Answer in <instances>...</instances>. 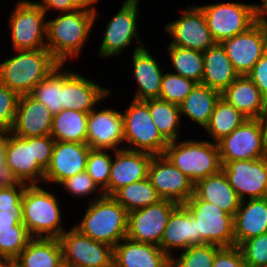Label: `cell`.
Listing matches in <instances>:
<instances>
[{
	"label": "cell",
	"instance_id": "obj_12",
	"mask_svg": "<svg viewBox=\"0 0 267 267\" xmlns=\"http://www.w3.org/2000/svg\"><path fill=\"white\" fill-rule=\"evenodd\" d=\"M184 8H180V16L176 20L163 27L165 34L170 35L169 44L204 52L216 43L208 29L204 12L198 4Z\"/></svg>",
	"mask_w": 267,
	"mask_h": 267
},
{
	"label": "cell",
	"instance_id": "obj_19",
	"mask_svg": "<svg viewBox=\"0 0 267 267\" xmlns=\"http://www.w3.org/2000/svg\"><path fill=\"white\" fill-rule=\"evenodd\" d=\"M148 178L161 199L183 205L193 194L194 184L164 155H153Z\"/></svg>",
	"mask_w": 267,
	"mask_h": 267
},
{
	"label": "cell",
	"instance_id": "obj_53",
	"mask_svg": "<svg viewBox=\"0 0 267 267\" xmlns=\"http://www.w3.org/2000/svg\"><path fill=\"white\" fill-rule=\"evenodd\" d=\"M71 2L77 9L89 12H96L98 10L95 4L97 5L99 0H71Z\"/></svg>",
	"mask_w": 267,
	"mask_h": 267
},
{
	"label": "cell",
	"instance_id": "obj_40",
	"mask_svg": "<svg viewBox=\"0 0 267 267\" xmlns=\"http://www.w3.org/2000/svg\"><path fill=\"white\" fill-rule=\"evenodd\" d=\"M112 157L113 150L91 149L87 158L86 172L106 196Z\"/></svg>",
	"mask_w": 267,
	"mask_h": 267
},
{
	"label": "cell",
	"instance_id": "obj_23",
	"mask_svg": "<svg viewBox=\"0 0 267 267\" xmlns=\"http://www.w3.org/2000/svg\"><path fill=\"white\" fill-rule=\"evenodd\" d=\"M201 245L197 221L184 205H178L170 214L159 247L172 258L176 252Z\"/></svg>",
	"mask_w": 267,
	"mask_h": 267
},
{
	"label": "cell",
	"instance_id": "obj_47",
	"mask_svg": "<svg viewBox=\"0 0 267 267\" xmlns=\"http://www.w3.org/2000/svg\"><path fill=\"white\" fill-rule=\"evenodd\" d=\"M212 267H247L238 246L222 247L213 261Z\"/></svg>",
	"mask_w": 267,
	"mask_h": 267
},
{
	"label": "cell",
	"instance_id": "obj_32",
	"mask_svg": "<svg viewBox=\"0 0 267 267\" xmlns=\"http://www.w3.org/2000/svg\"><path fill=\"white\" fill-rule=\"evenodd\" d=\"M15 261L20 267H61L64 263L59 239L32 237Z\"/></svg>",
	"mask_w": 267,
	"mask_h": 267
},
{
	"label": "cell",
	"instance_id": "obj_10",
	"mask_svg": "<svg viewBox=\"0 0 267 267\" xmlns=\"http://www.w3.org/2000/svg\"><path fill=\"white\" fill-rule=\"evenodd\" d=\"M255 2H216L199 5L204 12L213 40L221 43L246 31L256 22Z\"/></svg>",
	"mask_w": 267,
	"mask_h": 267
},
{
	"label": "cell",
	"instance_id": "obj_44",
	"mask_svg": "<svg viewBox=\"0 0 267 267\" xmlns=\"http://www.w3.org/2000/svg\"><path fill=\"white\" fill-rule=\"evenodd\" d=\"M247 267H267V233L238 245Z\"/></svg>",
	"mask_w": 267,
	"mask_h": 267
},
{
	"label": "cell",
	"instance_id": "obj_16",
	"mask_svg": "<svg viewBox=\"0 0 267 267\" xmlns=\"http://www.w3.org/2000/svg\"><path fill=\"white\" fill-rule=\"evenodd\" d=\"M67 67L63 64V109L89 113L114 93L107 86H101L96 80L88 79L73 68L67 70Z\"/></svg>",
	"mask_w": 267,
	"mask_h": 267
},
{
	"label": "cell",
	"instance_id": "obj_8",
	"mask_svg": "<svg viewBox=\"0 0 267 267\" xmlns=\"http://www.w3.org/2000/svg\"><path fill=\"white\" fill-rule=\"evenodd\" d=\"M7 18L11 49L27 51L46 48L47 15L30 0H15ZM14 8V9H13Z\"/></svg>",
	"mask_w": 267,
	"mask_h": 267
},
{
	"label": "cell",
	"instance_id": "obj_14",
	"mask_svg": "<svg viewBox=\"0 0 267 267\" xmlns=\"http://www.w3.org/2000/svg\"><path fill=\"white\" fill-rule=\"evenodd\" d=\"M222 165L236 160H255L265 156L260 119H247L217 142Z\"/></svg>",
	"mask_w": 267,
	"mask_h": 267
},
{
	"label": "cell",
	"instance_id": "obj_49",
	"mask_svg": "<svg viewBox=\"0 0 267 267\" xmlns=\"http://www.w3.org/2000/svg\"><path fill=\"white\" fill-rule=\"evenodd\" d=\"M33 4L41 6L43 11L48 14L49 12L54 13H65V12H72L77 10V8L72 4L71 0H41L35 1L30 0Z\"/></svg>",
	"mask_w": 267,
	"mask_h": 267
},
{
	"label": "cell",
	"instance_id": "obj_46",
	"mask_svg": "<svg viewBox=\"0 0 267 267\" xmlns=\"http://www.w3.org/2000/svg\"><path fill=\"white\" fill-rule=\"evenodd\" d=\"M27 185L17 182L12 186L1 187L0 189V210L22 212V195Z\"/></svg>",
	"mask_w": 267,
	"mask_h": 267
},
{
	"label": "cell",
	"instance_id": "obj_50",
	"mask_svg": "<svg viewBox=\"0 0 267 267\" xmlns=\"http://www.w3.org/2000/svg\"><path fill=\"white\" fill-rule=\"evenodd\" d=\"M18 223H22V212L0 210V230L12 229Z\"/></svg>",
	"mask_w": 267,
	"mask_h": 267
},
{
	"label": "cell",
	"instance_id": "obj_4",
	"mask_svg": "<svg viewBox=\"0 0 267 267\" xmlns=\"http://www.w3.org/2000/svg\"><path fill=\"white\" fill-rule=\"evenodd\" d=\"M12 53L9 58L0 61V82L19 96L30 94L39 82L60 65L47 48L13 50Z\"/></svg>",
	"mask_w": 267,
	"mask_h": 267
},
{
	"label": "cell",
	"instance_id": "obj_22",
	"mask_svg": "<svg viewBox=\"0 0 267 267\" xmlns=\"http://www.w3.org/2000/svg\"><path fill=\"white\" fill-rule=\"evenodd\" d=\"M146 45H138L133 47L131 59L132 78L136 81V93L132 99L145 101L148 99L159 98L160 87L164 70L168 65L163 66L153 56L152 50L150 53ZM162 64V65H161Z\"/></svg>",
	"mask_w": 267,
	"mask_h": 267
},
{
	"label": "cell",
	"instance_id": "obj_48",
	"mask_svg": "<svg viewBox=\"0 0 267 267\" xmlns=\"http://www.w3.org/2000/svg\"><path fill=\"white\" fill-rule=\"evenodd\" d=\"M247 76L260 90L261 95L267 100V51L253 66Z\"/></svg>",
	"mask_w": 267,
	"mask_h": 267
},
{
	"label": "cell",
	"instance_id": "obj_5",
	"mask_svg": "<svg viewBox=\"0 0 267 267\" xmlns=\"http://www.w3.org/2000/svg\"><path fill=\"white\" fill-rule=\"evenodd\" d=\"M87 204L82 219L73 224L75 229L112 247L126 238L129 212L119 202L112 196L103 195Z\"/></svg>",
	"mask_w": 267,
	"mask_h": 267
},
{
	"label": "cell",
	"instance_id": "obj_43",
	"mask_svg": "<svg viewBox=\"0 0 267 267\" xmlns=\"http://www.w3.org/2000/svg\"><path fill=\"white\" fill-rule=\"evenodd\" d=\"M61 186L68 196H72L71 199L88 198V203L104 195L86 171L65 179L58 185Z\"/></svg>",
	"mask_w": 267,
	"mask_h": 267
},
{
	"label": "cell",
	"instance_id": "obj_52",
	"mask_svg": "<svg viewBox=\"0 0 267 267\" xmlns=\"http://www.w3.org/2000/svg\"><path fill=\"white\" fill-rule=\"evenodd\" d=\"M17 181L10 172V169L6 165H0V186H12Z\"/></svg>",
	"mask_w": 267,
	"mask_h": 267
},
{
	"label": "cell",
	"instance_id": "obj_51",
	"mask_svg": "<svg viewBox=\"0 0 267 267\" xmlns=\"http://www.w3.org/2000/svg\"><path fill=\"white\" fill-rule=\"evenodd\" d=\"M261 4H255L256 23L261 28L267 39V0H261Z\"/></svg>",
	"mask_w": 267,
	"mask_h": 267
},
{
	"label": "cell",
	"instance_id": "obj_39",
	"mask_svg": "<svg viewBox=\"0 0 267 267\" xmlns=\"http://www.w3.org/2000/svg\"><path fill=\"white\" fill-rule=\"evenodd\" d=\"M221 248L213 244L191 246L175 254L170 267H212L216 253Z\"/></svg>",
	"mask_w": 267,
	"mask_h": 267
},
{
	"label": "cell",
	"instance_id": "obj_3",
	"mask_svg": "<svg viewBox=\"0 0 267 267\" xmlns=\"http://www.w3.org/2000/svg\"><path fill=\"white\" fill-rule=\"evenodd\" d=\"M47 187L27 185L22 195V223L31 237L59 238L68 229L63 225L62 200Z\"/></svg>",
	"mask_w": 267,
	"mask_h": 267
},
{
	"label": "cell",
	"instance_id": "obj_56",
	"mask_svg": "<svg viewBox=\"0 0 267 267\" xmlns=\"http://www.w3.org/2000/svg\"><path fill=\"white\" fill-rule=\"evenodd\" d=\"M0 267H20V265L15 261V259L2 260L0 262Z\"/></svg>",
	"mask_w": 267,
	"mask_h": 267
},
{
	"label": "cell",
	"instance_id": "obj_54",
	"mask_svg": "<svg viewBox=\"0 0 267 267\" xmlns=\"http://www.w3.org/2000/svg\"><path fill=\"white\" fill-rule=\"evenodd\" d=\"M10 131L0 129V165H5V148Z\"/></svg>",
	"mask_w": 267,
	"mask_h": 267
},
{
	"label": "cell",
	"instance_id": "obj_34",
	"mask_svg": "<svg viewBox=\"0 0 267 267\" xmlns=\"http://www.w3.org/2000/svg\"><path fill=\"white\" fill-rule=\"evenodd\" d=\"M145 102L148 104L154 124L168 142L182 138L180 129L184 128L179 105L160 98L148 99Z\"/></svg>",
	"mask_w": 267,
	"mask_h": 267
},
{
	"label": "cell",
	"instance_id": "obj_1",
	"mask_svg": "<svg viewBox=\"0 0 267 267\" xmlns=\"http://www.w3.org/2000/svg\"><path fill=\"white\" fill-rule=\"evenodd\" d=\"M99 10L89 12L77 9L72 12L57 13L47 19L46 48L60 64L77 60L89 43L93 26L95 27ZM74 59V60H73Z\"/></svg>",
	"mask_w": 267,
	"mask_h": 267
},
{
	"label": "cell",
	"instance_id": "obj_55",
	"mask_svg": "<svg viewBox=\"0 0 267 267\" xmlns=\"http://www.w3.org/2000/svg\"><path fill=\"white\" fill-rule=\"evenodd\" d=\"M261 127L263 132V145L265 156L267 157V113L261 118Z\"/></svg>",
	"mask_w": 267,
	"mask_h": 267
},
{
	"label": "cell",
	"instance_id": "obj_26",
	"mask_svg": "<svg viewBox=\"0 0 267 267\" xmlns=\"http://www.w3.org/2000/svg\"><path fill=\"white\" fill-rule=\"evenodd\" d=\"M171 258L159 247L128 238L113 247V267H170Z\"/></svg>",
	"mask_w": 267,
	"mask_h": 267
},
{
	"label": "cell",
	"instance_id": "obj_6",
	"mask_svg": "<svg viewBox=\"0 0 267 267\" xmlns=\"http://www.w3.org/2000/svg\"><path fill=\"white\" fill-rule=\"evenodd\" d=\"M171 141L164 155L195 185L198 181L222 170L218 144L208 139Z\"/></svg>",
	"mask_w": 267,
	"mask_h": 267
},
{
	"label": "cell",
	"instance_id": "obj_35",
	"mask_svg": "<svg viewBox=\"0 0 267 267\" xmlns=\"http://www.w3.org/2000/svg\"><path fill=\"white\" fill-rule=\"evenodd\" d=\"M248 118L237 110L233 105L220 99L215 104L209 123L204 128V133L208 134L210 141L217 143L223 137L232 133L233 130L241 126Z\"/></svg>",
	"mask_w": 267,
	"mask_h": 267
},
{
	"label": "cell",
	"instance_id": "obj_18",
	"mask_svg": "<svg viewBox=\"0 0 267 267\" xmlns=\"http://www.w3.org/2000/svg\"><path fill=\"white\" fill-rule=\"evenodd\" d=\"M100 105V107L96 106L88 113L86 143L91 149L113 151L123 149L122 110L105 107L102 103ZM102 106L104 107L101 108Z\"/></svg>",
	"mask_w": 267,
	"mask_h": 267
},
{
	"label": "cell",
	"instance_id": "obj_33",
	"mask_svg": "<svg viewBox=\"0 0 267 267\" xmlns=\"http://www.w3.org/2000/svg\"><path fill=\"white\" fill-rule=\"evenodd\" d=\"M88 113L63 109L53 115L50 135L55 141L86 143Z\"/></svg>",
	"mask_w": 267,
	"mask_h": 267
},
{
	"label": "cell",
	"instance_id": "obj_37",
	"mask_svg": "<svg viewBox=\"0 0 267 267\" xmlns=\"http://www.w3.org/2000/svg\"><path fill=\"white\" fill-rule=\"evenodd\" d=\"M112 197L128 212L156 204L162 200L148 177L121 187Z\"/></svg>",
	"mask_w": 267,
	"mask_h": 267
},
{
	"label": "cell",
	"instance_id": "obj_31",
	"mask_svg": "<svg viewBox=\"0 0 267 267\" xmlns=\"http://www.w3.org/2000/svg\"><path fill=\"white\" fill-rule=\"evenodd\" d=\"M221 93L203 84H196L190 94L179 104L182 121L186 118L202 130L209 123ZM185 117V118H182Z\"/></svg>",
	"mask_w": 267,
	"mask_h": 267
},
{
	"label": "cell",
	"instance_id": "obj_11",
	"mask_svg": "<svg viewBox=\"0 0 267 267\" xmlns=\"http://www.w3.org/2000/svg\"><path fill=\"white\" fill-rule=\"evenodd\" d=\"M197 221L201 245L235 246L234 216L193 194L184 204Z\"/></svg>",
	"mask_w": 267,
	"mask_h": 267
},
{
	"label": "cell",
	"instance_id": "obj_41",
	"mask_svg": "<svg viewBox=\"0 0 267 267\" xmlns=\"http://www.w3.org/2000/svg\"><path fill=\"white\" fill-rule=\"evenodd\" d=\"M167 71L166 69L162 77L159 98L179 105L190 94L197 83L172 73L171 70Z\"/></svg>",
	"mask_w": 267,
	"mask_h": 267
},
{
	"label": "cell",
	"instance_id": "obj_13",
	"mask_svg": "<svg viewBox=\"0 0 267 267\" xmlns=\"http://www.w3.org/2000/svg\"><path fill=\"white\" fill-rule=\"evenodd\" d=\"M58 239L68 267H113V247L92 240L73 226Z\"/></svg>",
	"mask_w": 267,
	"mask_h": 267
},
{
	"label": "cell",
	"instance_id": "obj_7",
	"mask_svg": "<svg viewBox=\"0 0 267 267\" xmlns=\"http://www.w3.org/2000/svg\"><path fill=\"white\" fill-rule=\"evenodd\" d=\"M141 0H123L118 12L107 21L106 28L103 30L102 40L98 49V56L105 59L120 57L122 53L132 46V42L144 45L139 36L138 21L141 18Z\"/></svg>",
	"mask_w": 267,
	"mask_h": 267
},
{
	"label": "cell",
	"instance_id": "obj_21",
	"mask_svg": "<svg viewBox=\"0 0 267 267\" xmlns=\"http://www.w3.org/2000/svg\"><path fill=\"white\" fill-rule=\"evenodd\" d=\"M91 148L87 143L55 141L51 161L44 175V186L58 185L65 179L86 171Z\"/></svg>",
	"mask_w": 267,
	"mask_h": 267
},
{
	"label": "cell",
	"instance_id": "obj_45",
	"mask_svg": "<svg viewBox=\"0 0 267 267\" xmlns=\"http://www.w3.org/2000/svg\"><path fill=\"white\" fill-rule=\"evenodd\" d=\"M19 97L16 92L0 82V129L11 130Z\"/></svg>",
	"mask_w": 267,
	"mask_h": 267
},
{
	"label": "cell",
	"instance_id": "obj_38",
	"mask_svg": "<svg viewBox=\"0 0 267 267\" xmlns=\"http://www.w3.org/2000/svg\"><path fill=\"white\" fill-rule=\"evenodd\" d=\"M62 87L63 64H60L32 89L30 95L43 103L55 115L63 110Z\"/></svg>",
	"mask_w": 267,
	"mask_h": 267
},
{
	"label": "cell",
	"instance_id": "obj_42",
	"mask_svg": "<svg viewBox=\"0 0 267 267\" xmlns=\"http://www.w3.org/2000/svg\"><path fill=\"white\" fill-rule=\"evenodd\" d=\"M31 238L23 223L12 226V229L0 230V258L16 259Z\"/></svg>",
	"mask_w": 267,
	"mask_h": 267
},
{
	"label": "cell",
	"instance_id": "obj_25",
	"mask_svg": "<svg viewBox=\"0 0 267 267\" xmlns=\"http://www.w3.org/2000/svg\"><path fill=\"white\" fill-rule=\"evenodd\" d=\"M52 120L53 114L43 103L30 94L21 95L10 132L19 137L50 135Z\"/></svg>",
	"mask_w": 267,
	"mask_h": 267
},
{
	"label": "cell",
	"instance_id": "obj_2",
	"mask_svg": "<svg viewBox=\"0 0 267 267\" xmlns=\"http://www.w3.org/2000/svg\"><path fill=\"white\" fill-rule=\"evenodd\" d=\"M54 145L55 140L51 135L19 137L10 132L5 148V165L17 182L44 184Z\"/></svg>",
	"mask_w": 267,
	"mask_h": 267
},
{
	"label": "cell",
	"instance_id": "obj_30",
	"mask_svg": "<svg viewBox=\"0 0 267 267\" xmlns=\"http://www.w3.org/2000/svg\"><path fill=\"white\" fill-rule=\"evenodd\" d=\"M204 69L201 84L222 93L238 76L225 48L215 43L203 52Z\"/></svg>",
	"mask_w": 267,
	"mask_h": 267
},
{
	"label": "cell",
	"instance_id": "obj_24",
	"mask_svg": "<svg viewBox=\"0 0 267 267\" xmlns=\"http://www.w3.org/2000/svg\"><path fill=\"white\" fill-rule=\"evenodd\" d=\"M152 157L150 153L125 148L113 151L108 196L123 186L146 179Z\"/></svg>",
	"mask_w": 267,
	"mask_h": 267
},
{
	"label": "cell",
	"instance_id": "obj_36",
	"mask_svg": "<svg viewBox=\"0 0 267 267\" xmlns=\"http://www.w3.org/2000/svg\"><path fill=\"white\" fill-rule=\"evenodd\" d=\"M166 52V56L170 58L168 62L170 61L169 67L172 73L201 84L204 69L203 52L170 44L166 46Z\"/></svg>",
	"mask_w": 267,
	"mask_h": 267
},
{
	"label": "cell",
	"instance_id": "obj_15",
	"mask_svg": "<svg viewBox=\"0 0 267 267\" xmlns=\"http://www.w3.org/2000/svg\"><path fill=\"white\" fill-rule=\"evenodd\" d=\"M178 206L170 200H160L156 204L128 213L126 238L159 246L172 211Z\"/></svg>",
	"mask_w": 267,
	"mask_h": 267
},
{
	"label": "cell",
	"instance_id": "obj_29",
	"mask_svg": "<svg viewBox=\"0 0 267 267\" xmlns=\"http://www.w3.org/2000/svg\"><path fill=\"white\" fill-rule=\"evenodd\" d=\"M194 194L201 200L213 203L226 213L235 216L241 200L222 170L198 181Z\"/></svg>",
	"mask_w": 267,
	"mask_h": 267
},
{
	"label": "cell",
	"instance_id": "obj_20",
	"mask_svg": "<svg viewBox=\"0 0 267 267\" xmlns=\"http://www.w3.org/2000/svg\"><path fill=\"white\" fill-rule=\"evenodd\" d=\"M221 44L239 76L247 75L267 51V39L256 22Z\"/></svg>",
	"mask_w": 267,
	"mask_h": 267
},
{
	"label": "cell",
	"instance_id": "obj_27",
	"mask_svg": "<svg viewBox=\"0 0 267 267\" xmlns=\"http://www.w3.org/2000/svg\"><path fill=\"white\" fill-rule=\"evenodd\" d=\"M221 98L248 119H260L267 113V100L247 75L238 76L221 93Z\"/></svg>",
	"mask_w": 267,
	"mask_h": 267
},
{
	"label": "cell",
	"instance_id": "obj_28",
	"mask_svg": "<svg viewBox=\"0 0 267 267\" xmlns=\"http://www.w3.org/2000/svg\"><path fill=\"white\" fill-rule=\"evenodd\" d=\"M267 233V197L243 200L234 216L235 246Z\"/></svg>",
	"mask_w": 267,
	"mask_h": 267
},
{
	"label": "cell",
	"instance_id": "obj_17",
	"mask_svg": "<svg viewBox=\"0 0 267 267\" xmlns=\"http://www.w3.org/2000/svg\"><path fill=\"white\" fill-rule=\"evenodd\" d=\"M222 171L241 201L267 197V157L227 162Z\"/></svg>",
	"mask_w": 267,
	"mask_h": 267
},
{
	"label": "cell",
	"instance_id": "obj_9",
	"mask_svg": "<svg viewBox=\"0 0 267 267\" xmlns=\"http://www.w3.org/2000/svg\"><path fill=\"white\" fill-rule=\"evenodd\" d=\"M128 105L124 112L122 111L124 148L152 155L164 154L169 142L154 124L148 104L145 101L132 99Z\"/></svg>",
	"mask_w": 267,
	"mask_h": 267
}]
</instances>
